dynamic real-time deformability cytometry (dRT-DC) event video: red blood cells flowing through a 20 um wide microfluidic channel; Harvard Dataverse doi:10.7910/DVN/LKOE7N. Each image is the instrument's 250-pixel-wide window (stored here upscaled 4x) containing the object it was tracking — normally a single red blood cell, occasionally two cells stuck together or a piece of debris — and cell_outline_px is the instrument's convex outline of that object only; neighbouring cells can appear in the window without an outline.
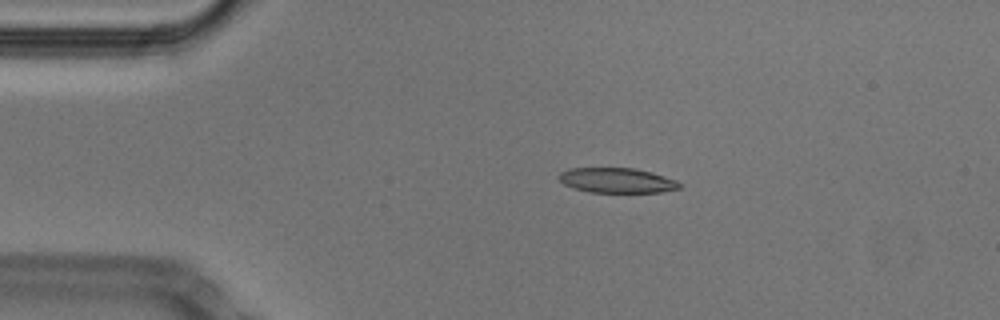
{"species": "Egyptian fruit bat (a non-hibernating species)", "species_latin": "Rousettus aegyptiacus", "temperature_condition": "cold", "stored_images_in_passage": 43, "camera_frame_rate_fps": 3000, "um_per_image_px": 0.085, "animal": {"sex": "male"}, "frame": {"image": 1, "passage_image": 1, "time_ms": 0.0, "image_size_px": [1000, 320], "cell_outline_px": [[680, 188], [660, 192], [588, 192], [564, 184], [556, 176], [560, 172], [568, 168], [632, 168], [652, 172], [676, 180], [680, 184]], "centroid_in_image_um": [52.41, 15.32], "position_along_channel_um": 32.6, "area_um2": 17.46}}
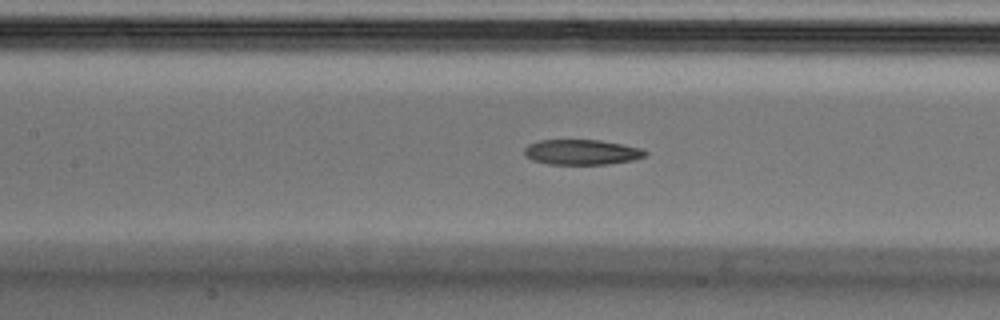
{"frame": {"image": 2, "passage_image": 14, "time_ms": 4.333, "image_size_px": [1000, 320], "cell_outline_px": [[648, 152], [644, 156], [632, 160], [608, 164], [548, 164], [532, 160], [524, 156], [524, 148], [528, 144], [540, 140], [600, 140], [640, 148]], "centroid_in_image_um": [49.39, 12.93], "position_along_channel_um": 158.0, "area_um2": 17.69}}
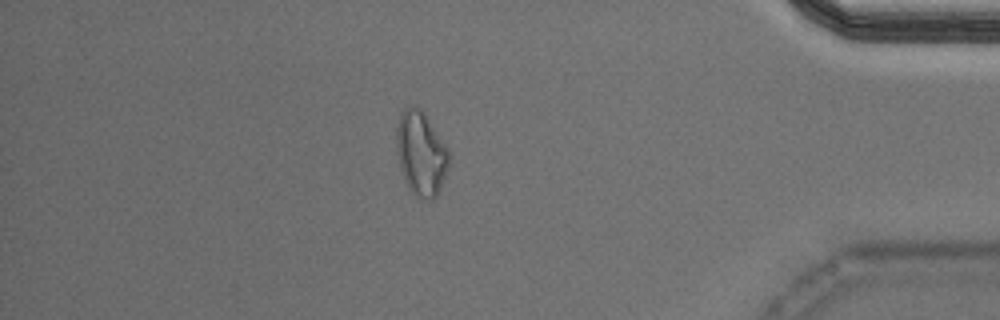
{"frame": {"image": 3, "passage_image": 36, "time_ms": 11.667, "image_size_px": [1000, 320], "cell_outline_px": [[448, 168], [440, 188], [436, 196], [432, 200], [428, 200], [416, 196], [408, 188], [404, 180], [400, 168], [396, 148], [396, 128], [400, 112], [404, 108], [420, 108], [424, 112], [448, 148]], "centroid_in_image_um": [35.76, 13.05], "position_along_channel_um": 399.4, "area_um2": 25.66}, "authors_computed_cell_mechanics": {"area_um2": 19.074, "velocity_mm_per_s": 3.7994, "shape_relaxation_time_tau1_ms": 8.9664, "shape_relaxation_time_tau2_ms": null, "deformation_change_tau1": 0.2062, "deformation_change_tau2": null}}